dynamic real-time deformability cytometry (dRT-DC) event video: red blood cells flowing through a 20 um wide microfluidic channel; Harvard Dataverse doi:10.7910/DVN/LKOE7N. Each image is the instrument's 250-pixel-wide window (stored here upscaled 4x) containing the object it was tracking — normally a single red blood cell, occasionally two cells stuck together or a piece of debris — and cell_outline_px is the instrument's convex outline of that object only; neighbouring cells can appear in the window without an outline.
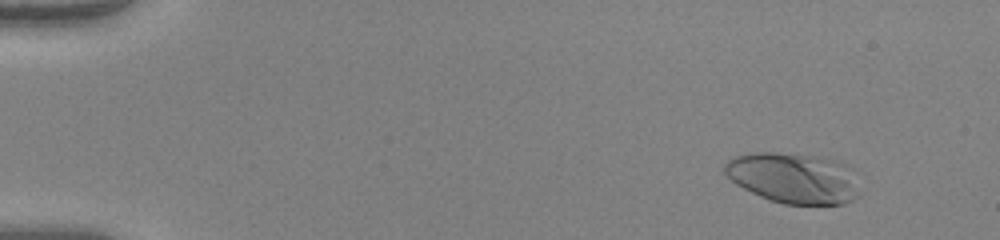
{"species": "human", "species_latin": "Homo sapiens", "temperature_condition": "warm", "stored_images_in_passage": 52, "camera_frame_rate_fps": 3000, "um_per_image_px": 0.085, "donor": {"sex": "female"}, "frame": {"image": 1, "passage_image": 6, "time_ms": 1.667, "image_size_px": [1000, 240], "cell_outline_px": [[860, 192], [852, 200], [844, 204], [784, 204], [760, 196], [736, 184], [724, 172], [724, 164], [732, 156], [748, 152], [776, 152], [816, 156], [836, 160], [844, 164]], "centroid_in_image_um": [67.37, 15.12], "position_along_channel_um": 17.6, "area_um2": 39.42}}
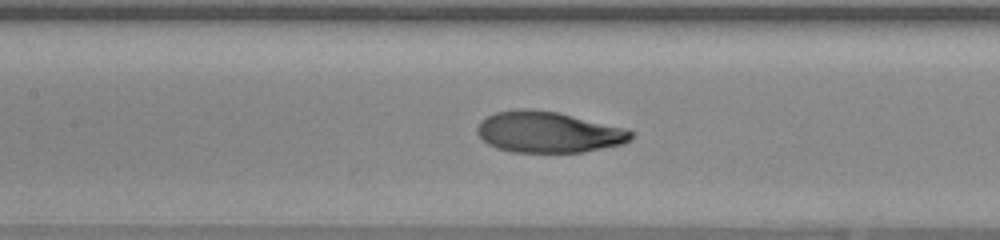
{"frame": {"image": 2, "passage_image": 26, "time_ms": 8.333, "image_size_px": [1000, 240], "cell_outline_px": [[636, 132], [632, 140], [624, 144], [584, 152], [512, 152], [496, 148], [488, 144], [476, 132], [476, 128], [480, 120], [496, 112], [516, 108], [528, 108], [556, 112], [628, 128]], "centroid_in_image_um": [46.65, 11.23], "position_along_channel_um": 160.7, "area_um2": 37.28}}
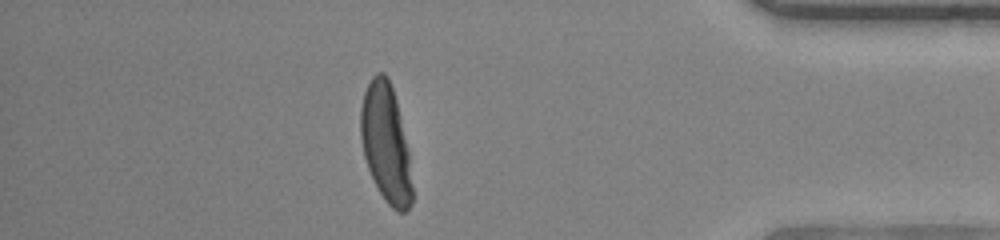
{"frame": {"image": 3, "passage_image": 46, "time_ms": 15.0, "image_size_px": [1000, 240], "cell_outline_px": [[412, 204], [404, 212], [396, 212], [384, 200], [368, 168], [364, 156], [360, 136], [360, 108], [364, 92], [372, 76], [376, 72], [384, 72], [388, 76], [396, 100], [400, 116], [408, 152], [412, 188]], "centroid_in_image_um": [32.78, 12.17], "position_along_channel_um": 402.4, "area_um2": 35.26}, "authors_computed_cell_mechanics": {"area_um2": 36.8475, "velocity_mm_per_s": 4.1054, "shape_relaxation_time_tau1_ms": 4.5246, "shape_relaxation_time_tau2_ms": null, "deformation_change_tau1": 0.2673, "deformation_change_tau2": null}}